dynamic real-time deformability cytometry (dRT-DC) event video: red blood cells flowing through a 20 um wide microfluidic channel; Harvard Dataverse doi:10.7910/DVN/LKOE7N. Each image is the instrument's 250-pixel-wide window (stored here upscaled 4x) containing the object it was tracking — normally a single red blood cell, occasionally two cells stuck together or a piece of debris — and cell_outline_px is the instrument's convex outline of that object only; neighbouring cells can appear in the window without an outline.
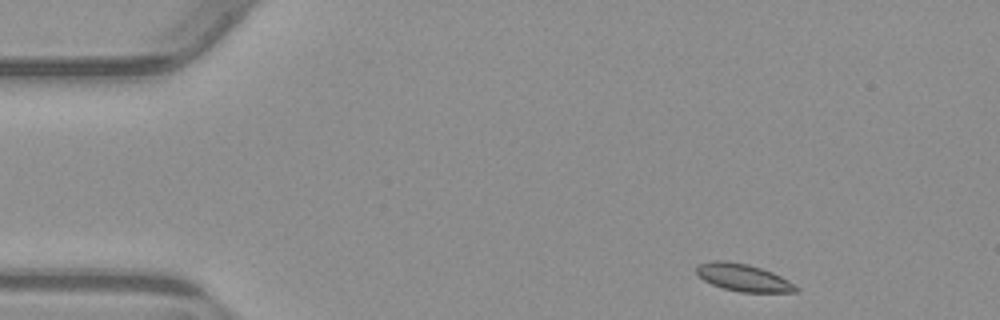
{"species": "common noctule bat (a hibernating species)", "species_latin": "Nyctalus noctula", "temperature_condition": "warm", "stored_images_in_passage": 48, "camera_frame_rate_fps": 3000, "um_per_image_px": 0.085, "animal": {"sex": "male", "body_mass_g": 23.1, "forearm_length_mm": 52.7}, "frame": {"image": 1, "passage_image": 1, "time_ms": 0.0, "image_size_px": [1000, 320], "cell_outline_px": [[800, 288], [796, 292], [740, 292], [724, 288], [712, 284], [704, 280], [696, 272], [696, 268], [700, 264], [716, 260], [724, 260], [748, 264], [772, 272], [796, 284]], "centroid_in_image_um": [63.22, 23.6], "position_along_channel_um": 21.8, "area_um2": 15.72}}
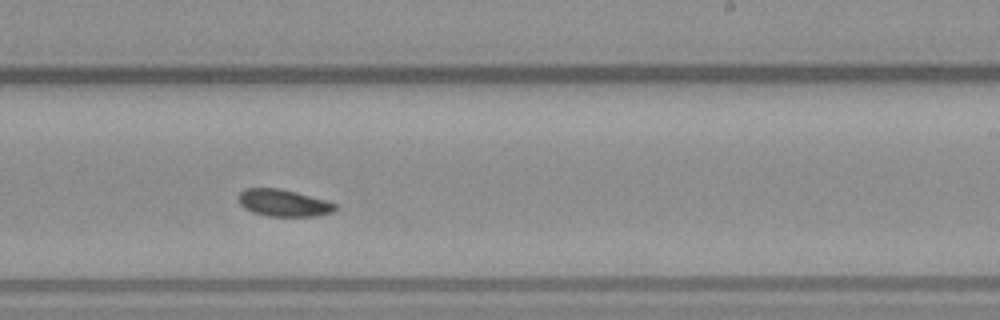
{"frame": {"image": 2, "passage_image": 27, "time_ms": 8.667, "image_size_px": [1000, 320], "cell_outline_px": [[336, 208], [332, 212], [312, 216], [268, 216], [252, 212], [244, 208], [240, 204], [240, 192], [244, 188], [280, 188], [328, 200], [336, 204]], "centroid_in_image_um": [24.1, 17.24], "position_along_channel_um": 264.9, "area_um2": 15.14}}
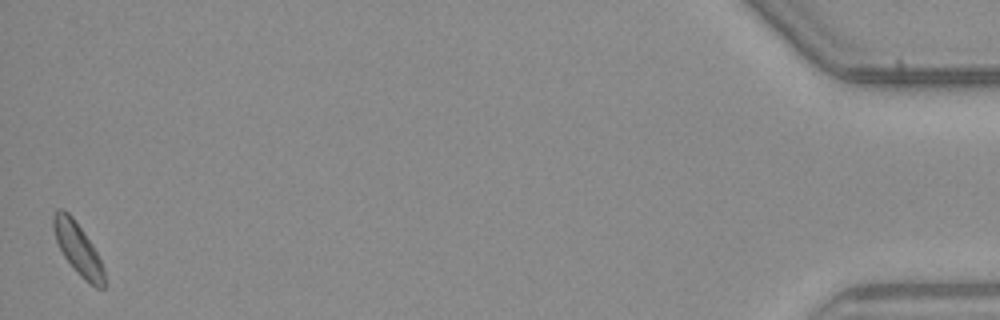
{"frame": {"image": 3, "passage_image": 48, "time_ms": 15.667, "image_size_px": [1000, 320], "cell_outline_px": [[104, 288], [96, 288], [84, 280], [76, 272], [64, 256], [56, 240], [52, 224], [52, 216], [56, 208], [64, 208], [72, 216], [92, 244], [104, 268]], "centroid_in_image_um": [6.6, 21.12], "position_along_channel_um": 428.6, "area_um2": 15.32}, "authors_computed_cell_mechanics": {"area_um2": 15.4904, "velocity_mm_per_s": 3.7783, "shape_relaxation_time_tau1_ms": 8.6827, "shape_relaxation_time_tau2_ms": null, "deformation_change_tau1": 0.1029, "deformation_change_tau2": null}}